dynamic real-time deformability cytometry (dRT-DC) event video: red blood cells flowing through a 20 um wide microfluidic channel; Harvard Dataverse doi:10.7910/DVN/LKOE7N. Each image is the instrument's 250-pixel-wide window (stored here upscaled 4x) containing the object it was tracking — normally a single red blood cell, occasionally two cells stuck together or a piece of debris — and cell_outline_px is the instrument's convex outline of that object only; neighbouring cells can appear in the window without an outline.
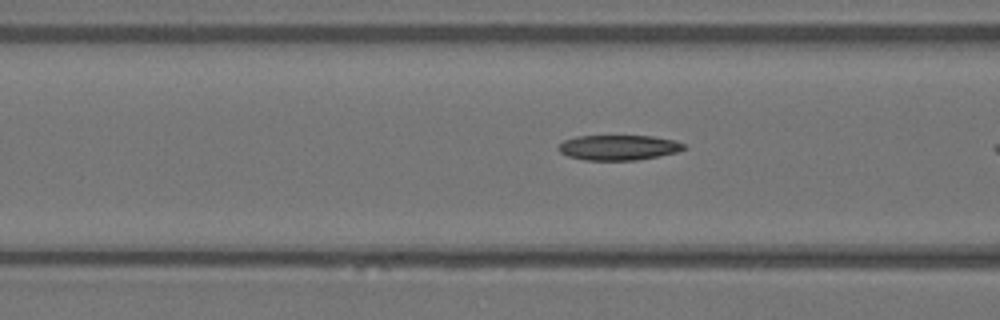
{"species": "Egyptian fruit bat (a non-hibernating species)", "species_latin": "Rousettus aegyptiacus", "temperature_condition": "warm", "stored_images_in_passage": 9, "camera_frame_rate_fps": 3000, "um_per_image_px": 0.085, "animal": {"sex": "female"}, "frame": {"image": 1, "passage_image": 6, "time_ms": 1.667, "image_size_px": [1000, 320], "cell_outline_px": [[688, 148], [676, 152], [636, 160], [584, 160], [568, 156], [560, 152], [556, 148], [564, 140], [576, 136], [652, 136], [672, 140], [684, 144]], "centroid_in_image_um": [52.54, 12.54], "position_along_channel_um": 114.1, "area_um2": 18.26}}